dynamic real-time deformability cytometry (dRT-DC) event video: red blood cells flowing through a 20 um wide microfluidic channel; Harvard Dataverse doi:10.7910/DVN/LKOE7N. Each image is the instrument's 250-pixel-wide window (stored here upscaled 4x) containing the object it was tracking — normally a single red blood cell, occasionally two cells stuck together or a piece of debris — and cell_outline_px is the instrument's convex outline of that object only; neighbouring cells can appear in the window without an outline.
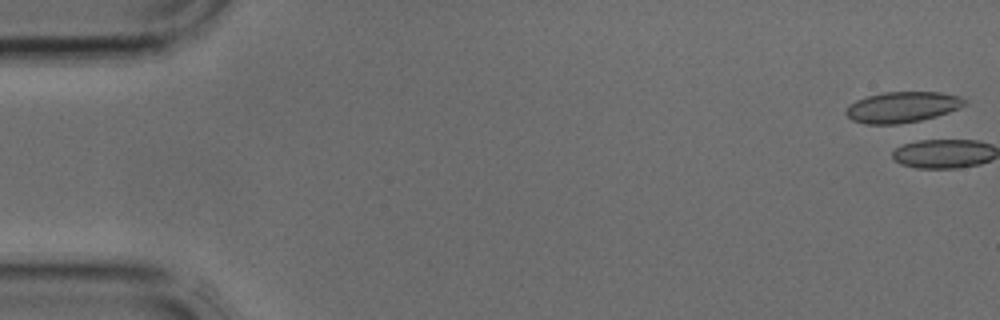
{"species": "common noctule bat (a hibernating species)", "species_latin": "Nyctalus noctula", "temperature_condition": "cold", "stored_images_in_passage": 4, "camera_frame_rate_fps": 3000, "um_per_image_px": 0.085, "animal": {"sex": "male", "body_mass_g": 17.9, "forearm_length_mm": 54.2}, "frame": {"image": 1, "passage_image": 1, "time_ms": 0.0, "image_size_px": [1000, 320], "cell_outline_px": [[968, 104], [960, 108], [936, 116], [920, 120], [896, 124], [864, 124], [852, 120], [844, 112], [848, 104], [856, 100], [868, 96], [884, 92], [940, 92], [960, 96], [968, 100]], "centroid_in_image_um": [76.71, 9.1], "position_along_channel_um": 8.3, "area_um2": 21.44}}